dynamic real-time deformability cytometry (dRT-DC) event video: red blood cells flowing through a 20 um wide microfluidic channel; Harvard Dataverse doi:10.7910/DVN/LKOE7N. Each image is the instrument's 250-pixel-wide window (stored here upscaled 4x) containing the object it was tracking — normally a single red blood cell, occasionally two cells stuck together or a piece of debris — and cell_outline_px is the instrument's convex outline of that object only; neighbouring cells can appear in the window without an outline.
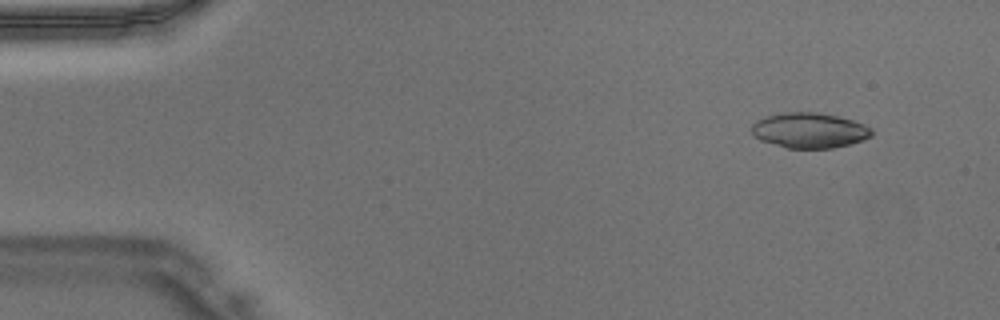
{"species": "Egyptian fruit bat (a non-hibernating species)", "species_latin": "Rousettus aegyptiacus", "temperature_condition": "warm", "stored_images_in_passage": 45, "camera_frame_rate_fps": 3000, "um_per_image_px": 0.085, "animal": {"sex": "male"}, "frame": {"image": 1, "passage_image": 3, "time_ms": 0.667, "image_size_px": [1000, 320], "cell_outline_px": [[872, 136], [848, 144], [832, 148], [788, 148], [760, 140], [752, 132], [752, 124], [756, 120], [768, 116], [784, 112], [816, 112], [836, 116], [852, 120], [864, 124], [872, 128]], "centroid_in_image_um": [68.8, 11.07], "position_along_channel_um": 16.2, "area_um2": 24.39}}
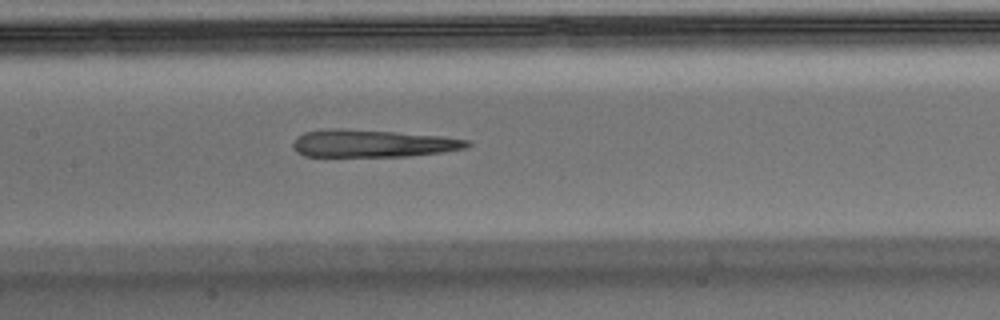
{"frame": {"image": 2, "passage_image": 21, "time_ms": 6.667, "image_size_px": [1000, 320], "cell_outline_px": [[472, 144], [464, 148], [444, 152], [408, 156], [304, 156], [296, 152], [292, 144], [296, 136], [304, 132], [336, 128], [340, 128], [396, 132], [440, 136], [468, 140]], "centroid_in_image_um": [31.64, 12.19], "position_along_channel_um": 175.8, "area_um2": 27.8}}
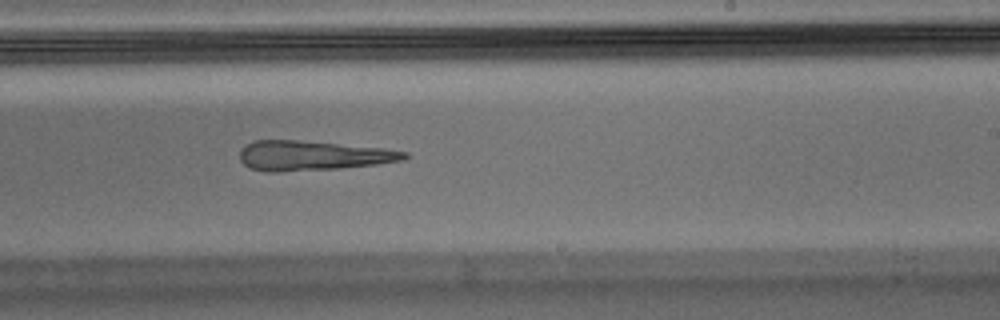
{"frame": {"image": 3, "passage_image": 27, "time_ms": 8.667, "image_size_px": [1000, 320], "cell_outline_px": [[408, 156], [404, 160], [376, 164], [340, 168], [280, 172], [264, 172], [252, 168], [244, 164], [240, 160], [240, 148], [256, 140], [296, 140], [384, 148], [408, 152]], "centroid_in_image_um": [26.56, 13.23], "position_along_channel_um": 262.4, "area_um2": 28.44}}